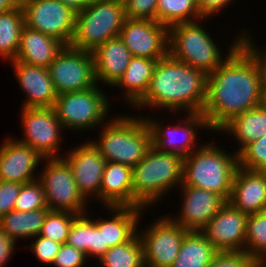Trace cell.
<instances>
[{"instance_id":"obj_24","label":"cell","mask_w":266,"mask_h":267,"mask_svg":"<svg viewBox=\"0 0 266 267\" xmlns=\"http://www.w3.org/2000/svg\"><path fill=\"white\" fill-rule=\"evenodd\" d=\"M64 46L56 38L24 26L20 35L17 56L13 61L48 68Z\"/></svg>"},{"instance_id":"obj_7","label":"cell","mask_w":266,"mask_h":267,"mask_svg":"<svg viewBox=\"0 0 266 267\" xmlns=\"http://www.w3.org/2000/svg\"><path fill=\"white\" fill-rule=\"evenodd\" d=\"M125 8L111 0H91L76 13L74 34L69 46L93 52L107 40L115 38L126 20Z\"/></svg>"},{"instance_id":"obj_31","label":"cell","mask_w":266,"mask_h":267,"mask_svg":"<svg viewBox=\"0 0 266 267\" xmlns=\"http://www.w3.org/2000/svg\"><path fill=\"white\" fill-rule=\"evenodd\" d=\"M98 261L101 267H145L143 245L138 233L128 242L109 248Z\"/></svg>"},{"instance_id":"obj_40","label":"cell","mask_w":266,"mask_h":267,"mask_svg":"<svg viewBox=\"0 0 266 267\" xmlns=\"http://www.w3.org/2000/svg\"><path fill=\"white\" fill-rule=\"evenodd\" d=\"M86 261L88 262V258L85 253L65 243L61 244L52 265L55 267H84Z\"/></svg>"},{"instance_id":"obj_26","label":"cell","mask_w":266,"mask_h":267,"mask_svg":"<svg viewBox=\"0 0 266 267\" xmlns=\"http://www.w3.org/2000/svg\"><path fill=\"white\" fill-rule=\"evenodd\" d=\"M156 64L157 60L132 56L125 73L114 85L123 89L124 93L122 95L125 96V102L129 103L131 107L134 108L145 96Z\"/></svg>"},{"instance_id":"obj_41","label":"cell","mask_w":266,"mask_h":267,"mask_svg":"<svg viewBox=\"0 0 266 267\" xmlns=\"http://www.w3.org/2000/svg\"><path fill=\"white\" fill-rule=\"evenodd\" d=\"M158 0H132L125 9L127 19L156 20Z\"/></svg>"},{"instance_id":"obj_20","label":"cell","mask_w":266,"mask_h":267,"mask_svg":"<svg viewBox=\"0 0 266 267\" xmlns=\"http://www.w3.org/2000/svg\"><path fill=\"white\" fill-rule=\"evenodd\" d=\"M18 85L26 94L21 108L54 107L57 93L48 68L10 61Z\"/></svg>"},{"instance_id":"obj_18","label":"cell","mask_w":266,"mask_h":267,"mask_svg":"<svg viewBox=\"0 0 266 267\" xmlns=\"http://www.w3.org/2000/svg\"><path fill=\"white\" fill-rule=\"evenodd\" d=\"M182 203L180 214L171 219L188 231H201L227 203L220 195L206 189L181 185Z\"/></svg>"},{"instance_id":"obj_51","label":"cell","mask_w":266,"mask_h":267,"mask_svg":"<svg viewBox=\"0 0 266 267\" xmlns=\"http://www.w3.org/2000/svg\"><path fill=\"white\" fill-rule=\"evenodd\" d=\"M262 265H263L264 267H266V260L262 263Z\"/></svg>"},{"instance_id":"obj_30","label":"cell","mask_w":266,"mask_h":267,"mask_svg":"<svg viewBox=\"0 0 266 267\" xmlns=\"http://www.w3.org/2000/svg\"><path fill=\"white\" fill-rule=\"evenodd\" d=\"M24 22L21 5L0 14V57L7 62L15 60Z\"/></svg>"},{"instance_id":"obj_3","label":"cell","mask_w":266,"mask_h":267,"mask_svg":"<svg viewBox=\"0 0 266 267\" xmlns=\"http://www.w3.org/2000/svg\"><path fill=\"white\" fill-rule=\"evenodd\" d=\"M184 157L159 151L153 145L144 158L132 168L134 207L149 208L173 188L182 185Z\"/></svg>"},{"instance_id":"obj_4","label":"cell","mask_w":266,"mask_h":267,"mask_svg":"<svg viewBox=\"0 0 266 267\" xmlns=\"http://www.w3.org/2000/svg\"><path fill=\"white\" fill-rule=\"evenodd\" d=\"M141 117L116 115L101 126L99 138L92 143L106 161L133 168L144 158L152 146V133L145 117Z\"/></svg>"},{"instance_id":"obj_11","label":"cell","mask_w":266,"mask_h":267,"mask_svg":"<svg viewBox=\"0 0 266 267\" xmlns=\"http://www.w3.org/2000/svg\"><path fill=\"white\" fill-rule=\"evenodd\" d=\"M145 230H138L141 239L145 267H170L176 260L183 238L188 232L170 218V215L155 219Z\"/></svg>"},{"instance_id":"obj_45","label":"cell","mask_w":266,"mask_h":267,"mask_svg":"<svg viewBox=\"0 0 266 267\" xmlns=\"http://www.w3.org/2000/svg\"><path fill=\"white\" fill-rule=\"evenodd\" d=\"M241 36H242V43L249 49V51L257 59L261 67V70L264 74V77H266V49L260 50L256 46V44L253 42L254 40H252V37L249 35V30L248 31L244 30Z\"/></svg>"},{"instance_id":"obj_35","label":"cell","mask_w":266,"mask_h":267,"mask_svg":"<svg viewBox=\"0 0 266 267\" xmlns=\"http://www.w3.org/2000/svg\"><path fill=\"white\" fill-rule=\"evenodd\" d=\"M48 209L42 183L35 181L22 184L14 203V210L28 212L31 210Z\"/></svg>"},{"instance_id":"obj_48","label":"cell","mask_w":266,"mask_h":267,"mask_svg":"<svg viewBox=\"0 0 266 267\" xmlns=\"http://www.w3.org/2000/svg\"><path fill=\"white\" fill-rule=\"evenodd\" d=\"M21 5L20 0H0V14L8 12Z\"/></svg>"},{"instance_id":"obj_46","label":"cell","mask_w":266,"mask_h":267,"mask_svg":"<svg viewBox=\"0 0 266 267\" xmlns=\"http://www.w3.org/2000/svg\"><path fill=\"white\" fill-rule=\"evenodd\" d=\"M16 243L0 228V267L7 265L13 251L16 250Z\"/></svg>"},{"instance_id":"obj_32","label":"cell","mask_w":266,"mask_h":267,"mask_svg":"<svg viewBox=\"0 0 266 267\" xmlns=\"http://www.w3.org/2000/svg\"><path fill=\"white\" fill-rule=\"evenodd\" d=\"M202 18L196 0H158L157 22L167 28Z\"/></svg>"},{"instance_id":"obj_43","label":"cell","mask_w":266,"mask_h":267,"mask_svg":"<svg viewBox=\"0 0 266 267\" xmlns=\"http://www.w3.org/2000/svg\"><path fill=\"white\" fill-rule=\"evenodd\" d=\"M109 248V246H104L103 230H99L98 226L91 217L89 259L91 260L92 257H97L99 260Z\"/></svg>"},{"instance_id":"obj_42","label":"cell","mask_w":266,"mask_h":267,"mask_svg":"<svg viewBox=\"0 0 266 267\" xmlns=\"http://www.w3.org/2000/svg\"><path fill=\"white\" fill-rule=\"evenodd\" d=\"M22 184L0 180V218L14 210Z\"/></svg>"},{"instance_id":"obj_12","label":"cell","mask_w":266,"mask_h":267,"mask_svg":"<svg viewBox=\"0 0 266 267\" xmlns=\"http://www.w3.org/2000/svg\"><path fill=\"white\" fill-rule=\"evenodd\" d=\"M25 26L68 46L74 34L76 13L60 0H21Z\"/></svg>"},{"instance_id":"obj_13","label":"cell","mask_w":266,"mask_h":267,"mask_svg":"<svg viewBox=\"0 0 266 267\" xmlns=\"http://www.w3.org/2000/svg\"><path fill=\"white\" fill-rule=\"evenodd\" d=\"M20 121L22 138L17 140L29 145L43 158H62L59 145L64 131L53 107L22 108ZM59 152V153H58Z\"/></svg>"},{"instance_id":"obj_21","label":"cell","mask_w":266,"mask_h":267,"mask_svg":"<svg viewBox=\"0 0 266 267\" xmlns=\"http://www.w3.org/2000/svg\"><path fill=\"white\" fill-rule=\"evenodd\" d=\"M228 202L250 215L266 210V171H254L238 166Z\"/></svg>"},{"instance_id":"obj_19","label":"cell","mask_w":266,"mask_h":267,"mask_svg":"<svg viewBox=\"0 0 266 267\" xmlns=\"http://www.w3.org/2000/svg\"><path fill=\"white\" fill-rule=\"evenodd\" d=\"M42 160L44 158L29 145L6 137L0 145V180L19 184L35 181L38 179L35 171Z\"/></svg>"},{"instance_id":"obj_17","label":"cell","mask_w":266,"mask_h":267,"mask_svg":"<svg viewBox=\"0 0 266 267\" xmlns=\"http://www.w3.org/2000/svg\"><path fill=\"white\" fill-rule=\"evenodd\" d=\"M247 218L227 202L201 232L218 252L244 251Z\"/></svg>"},{"instance_id":"obj_38","label":"cell","mask_w":266,"mask_h":267,"mask_svg":"<svg viewBox=\"0 0 266 267\" xmlns=\"http://www.w3.org/2000/svg\"><path fill=\"white\" fill-rule=\"evenodd\" d=\"M259 264L244 251L218 252L208 267H257Z\"/></svg>"},{"instance_id":"obj_28","label":"cell","mask_w":266,"mask_h":267,"mask_svg":"<svg viewBox=\"0 0 266 267\" xmlns=\"http://www.w3.org/2000/svg\"><path fill=\"white\" fill-rule=\"evenodd\" d=\"M217 253L201 231H188L170 267H208Z\"/></svg>"},{"instance_id":"obj_5","label":"cell","mask_w":266,"mask_h":267,"mask_svg":"<svg viewBox=\"0 0 266 267\" xmlns=\"http://www.w3.org/2000/svg\"><path fill=\"white\" fill-rule=\"evenodd\" d=\"M234 152L227 153L211 142L201 144L184 157L182 185L206 189L228 202L239 166L238 153Z\"/></svg>"},{"instance_id":"obj_2","label":"cell","mask_w":266,"mask_h":267,"mask_svg":"<svg viewBox=\"0 0 266 267\" xmlns=\"http://www.w3.org/2000/svg\"><path fill=\"white\" fill-rule=\"evenodd\" d=\"M207 75L169 54L157 61L149 88L134 109L201 113L206 101ZM144 107V108H143Z\"/></svg>"},{"instance_id":"obj_16","label":"cell","mask_w":266,"mask_h":267,"mask_svg":"<svg viewBox=\"0 0 266 267\" xmlns=\"http://www.w3.org/2000/svg\"><path fill=\"white\" fill-rule=\"evenodd\" d=\"M70 166L78 191L88 202L90 198L100 202V188L106 160L92 139L66 152L62 157Z\"/></svg>"},{"instance_id":"obj_15","label":"cell","mask_w":266,"mask_h":267,"mask_svg":"<svg viewBox=\"0 0 266 267\" xmlns=\"http://www.w3.org/2000/svg\"><path fill=\"white\" fill-rule=\"evenodd\" d=\"M118 36L132 56L158 61L169 54L168 28L156 20L126 19Z\"/></svg>"},{"instance_id":"obj_29","label":"cell","mask_w":266,"mask_h":267,"mask_svg":"<svg viewBox=\"0 0 266 267\" xmlns=\"http://www.w3.org/2000/svg\"><path fill=\"white\" fill-rule=\"evenodd\" d=\"M49 209L22 212L13 210L0 218V228L16 242L21 239L35 238L40 234Z\"/></svg>"},{"instance_id":"obj_22","label":"cell","mask_w":266,"mask_h":267,"mask_svg":"<svg viewBox=\"0 0 266 267\" xmlns=\"http://www.w3.org/2000/svg\"><path fill=\"white\" fill-rule=\"evenodd\" d=\"M95 80L113 86L125 73L132 54L119 36L107 40L93 52Z\"/></svg>"},{"instance_id":"obj_33","label":"cell","mask_w":266,"mask_h":267,"mask_svg":"<svg viewBox=\"0 0 266 267\" xmlns=\"http://www.w3.org/2000/svg\"><path fill=\"white\" fill-rule=\"evenodd\" d=\"M244 252L258 264L266 260V210L248 215Z\"/></svg>"},{"instance_id":"obj_49","label":"cell","mask_w":266,"mask_h":267,"mask_svg":"<svg viewBox=\"0 0 266 267\" xmlns=\"http://www.w3.org/2000/svg\"><path fill=\"white\" fill-rule=\"evenodd\" d=\"M259 106L266 109V77H264L262 82Z\"/></svg>"},{"instance_id":"obj_44","label":"cell","mask_w":266,"mask_h":267,"mask_svg":"<svg viewBox=\"0 0 266 267\" xmlns=\"http://www.w3.org/2000/svg\"><path fill=\"white\" fill-rule=\"evenodd\" d=\"M201 15L204 18H214L222 9L228 7L233 0H196ZM228 4V5H227Z\"/></svg>"},{"instance_id":"obj_23","label":"cell","mask_w":266,"mask_h":267,"mask_svg":"<svg viewBox=\"0 0 266 267\" xmlns=\"http://www.w3.org/2000/svg\"><path fill=\"white\" fill-rule=\"evenodd\" d=\"M106 207H134L132 167L106 161L100 188V204Z\"/></svg>"},{"instance_id":"obj_36","label":"cell","mask_w":266,"mask_h":267,"mask_svg":"<svg viewBox=\"0 0 266 267\" xmlns=\"http://www.w3.org/2000/svg\"><path fill=\"white\" fill-rule=\"evenodd\" d=\"M89 212L77 215L72 223L66 244L85 253L89 259V245L91 239V218Z\"/></svg>"},{"instance_id":"obj_34","label":"cell","mask_w":266,"mask_h":267,"mask_svg":"<svg viewBox=\"0 0 266 267\" xmlns=\"http://www.w3.org/2000/svg\"><path fill=\"white\" fill-rule=\"evenodd\" d=\"M77 214L66 211L49 210L39 236L60 244H65L74 218Z\"/></svg>"},{"instance_id":"obj_10","label":"cell","mask_w":266,"mask_h":267,"mask_svg":"<svg viewBox=\"0 0 266 267\" xmlns=\"http://www.w3.org/2000/svg\"><path fill=\"white\" fill-rule=\"evenodd\" d=\"M48 71L57 95L85 91L97 84L92 52L69 45L58 53Z\"/></svg>"},{"instance_id":"obj_9","label":"cell","mask_w":266,"mask_h":267,"mask_svg":"<svg viewBox=\"0 0 266 267\" xmlns=\"http://www.w3.org/2000/svg\"><path fill=\"white\" fill-rule=\"evenodd\" d=\"M43 171L38 174L49 210L81 215L88 212V202L78 191L72 170L63 158H44ZM87 207V208H86Z\"/></svg>"},{"instance_id":"obj_14","label":"cell","mask_w":266,"mask_h":267,"mask_svg":"<svg viewBox=\"0 0 266 267\" xmlns=\"http://www.w3.org/2000/svg\"><path fill=\"white\" fill-rule=\"evenodd\" d=\"M145 119L152 133V145L159 151L173 152L183 157L200 147L196 142L199 140L196 139L198 136L196 131H200L197 129H209L202 113H187L178 124L167 125V127L164 123H159L156 118H150L149 115L145 116Z\"/></svg>"},{"instance_id":"obj_8","label":"cell","mask_w":266,"mask_h":267,"mask_svg":"<svg viewBox=\"0 0 266 267\" xmlns=\"http://www.w3.org/2000/svg\"><path fill=\"white\" fill-rule=\"evenodd\" d=\"M104 94L96 84L85 91L57 95L53 108L63 129L86 132L87 129L92 131L105 124L111 105Z\"/></svg>"},{"instance_id":"obj_39","label":"cell","mask_w":266,"mask_h":267,"mask_svg":"<svg viewBox=\"0 0 266 267\" xmlns=\"http://www.w3.org/2000/svg\"><path fill=\"white\" fill-rule=\"evenodd\" d=\"M34 239V241L31 240L32 252L39 262L45 265H51L55 260L61 244L39 235Z\"/></svg>"},{"instance_id":"obj_37","label":"cell","mask_w":266,"mask_h":267,"mask_svg":"<svg viewBox=\"0 0 266 267\" xmlns=\"http://www.w3.org/2000/svg\"><path fill=\"white\" fill-rule=\"evenodd\" d=\"M239 167L254 171H266V135L249 143L238 154Z\"/></svg>"},{"instance_id":"obj_47","label":"cell","mask_w":266,"mask_h":267,"mask_svg":"<svg viewBox=\"0 0 266 267\" xmlns=\"http://www.w3.org/2000/svg\"><path fill=\"white\" fill-rule=\"evenodd\" d=\"M63 4L67 5L75 13L81 12L89 4L91 0H60Z\"/></svg>"},{"instance_id":"obj_1","label":"cell","mask_w":266,"mask_h":267,"mask_svg":"<svg viewBox=\"0 0 266 267\" xmlns=\"http://www.w3.org/2000/svg\"><path fill=\"white\" fill-rule=\"evenodd\" d=\"M263 79L257 59L241 43L207 75L206 101L201 113L209 131L220 132L234 117L258 107Z\"/></svg>"},{"instance_id":"obj_50","label":"cell","mask_w":266,"mask_h":267,"mask_svg":"<svg viewBox=\"0 0 266 267\" xmlns=\"http://www.w3.org/2000/svg\"><path fill=\"white\" fill-rule=\"evenodd\" d=\"M111 1H113L116 5H119L126 9L132 0H111Z\"/></svg>"},{"instance_id":"obj_25","label":"cell","mask_w":266,"mask_h":267,"mask_svg":"<svg viewBox=\"0 0 266 267\" xmlns=\"http://www.w3.org/2000/svg\"><path fill=\"white\" fill-rule=\"evenodd\" d=\"M144 208L107 207L111 218L93 220L103 230L104 246L114 247L128 242L136 233ZM142 213V215H141Z\"/></svg>"},{"instance_id":"obj_27","label":"cell","mask_w":266,"mask_h":267,"mask_svg":"<svg viewBox=\"0 0 266 267\" xmlns=\"http://www.w3.org/2000/svg\"><path fill=\"white\" fill-rule=\"evenodd\" d=\"M223 131L239 141V154L249 143L266 135V109L258 106L234 117L220 130L221 134Z\"/></svg>"},{"instance_id":"obj_6","label":"cell","mask_w":266,"mask_h":267,"mask_svg":"<svg viewBox=\"0 0 266 267\" xmlns=\"http://www.w3.org/2000/svg\"><path fill=\"white\" fill-rule=\"evenodd\" d=\"M179 23L168 28L169 55L174 59L203 71L206 75L213 73L226 58L242 43V31L238 33L224 58L222 50L217 47L210 33L200 25L201 21ZM200 21V22H199ZM199 22V24H198ZM221 50V51H220ZM224 58V59H223Z\"/></svg>"}]
</instances>
